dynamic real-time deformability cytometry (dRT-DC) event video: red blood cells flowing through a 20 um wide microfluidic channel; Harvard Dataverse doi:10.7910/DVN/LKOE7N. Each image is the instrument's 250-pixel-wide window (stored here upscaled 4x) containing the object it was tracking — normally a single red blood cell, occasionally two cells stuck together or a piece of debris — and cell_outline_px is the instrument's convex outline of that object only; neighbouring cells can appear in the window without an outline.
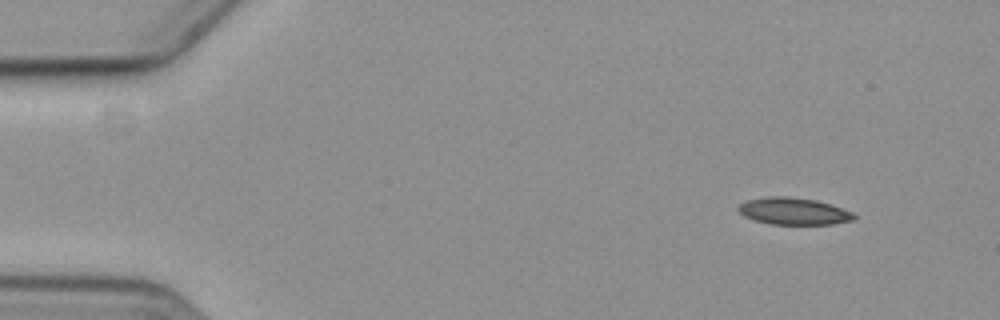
{"species": "common noctule bat (a hibernating species)", "species_latin": "Nyctalus noctula", "temperature_condition": "cold", "stored_images_in_passage": 5, "camera_frame_rate_fps": 3000, "um_per_image_px": 0.085, "animal": {"sex": "female", "body_mass_g": 19.3, "forearm_length_mm": 54.1}, "frame": {"image": 1, "passage_image": 1, "time_ms": 0.0, "image_size_px": [1000, 320], "cell_outline_px": [[856, 216], [852, 220], [832, 224], [772, 224], [756, 220], [744, 216], [736, 208], [740, 204], [748, 200], [768, 196], [788, 196], [816, 200], [852, 212]], "centroid_in_image_um": [67.43, 17.95], "position_along_channel_um": 17.6, "area_um2": 17.92}}
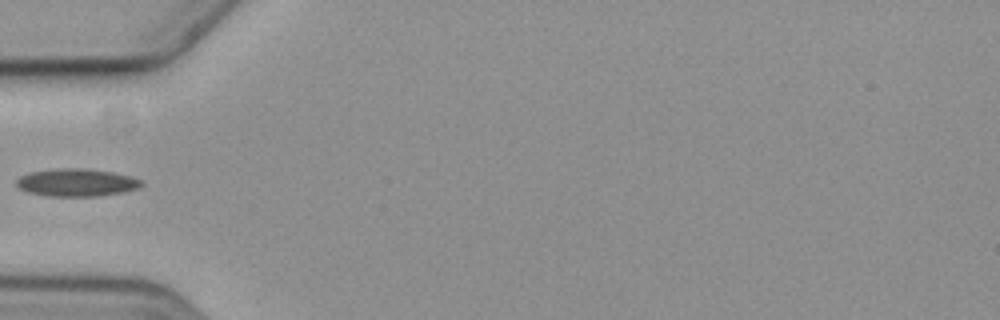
{"frame": {"image": 2, "passage_image": 5, "time_ms": 4.667, "image_size_px": [1000, 320], "cell_outline_px": [[144, 184], [140, 188], [124, 192], [96, 196], [48, 196], [28, 192], [20, 188], [16, 184], [16, 180], [20, 176], [32, 172], [60, 168], [80, 168], [112, 172], [132, 176], [144, 180]], "centroid_in_image_um": [6.57, 15.52], "position_along_channel_um": 78.4, "area_um2": 20.17}}